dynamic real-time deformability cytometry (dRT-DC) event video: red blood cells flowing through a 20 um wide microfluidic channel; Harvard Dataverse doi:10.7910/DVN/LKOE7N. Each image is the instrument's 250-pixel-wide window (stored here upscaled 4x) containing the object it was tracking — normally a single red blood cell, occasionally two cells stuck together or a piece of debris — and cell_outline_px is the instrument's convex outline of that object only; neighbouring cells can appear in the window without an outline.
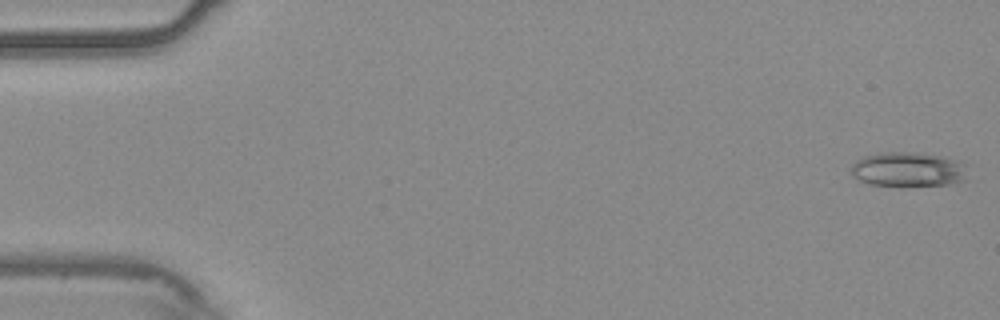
{"species": "common noctule bat (a hibernating species)", "species_latin": "Nyctalus noctula", "temperature_condition": "warm", "stored_images_in_passage": 54, "camera_frame_rate_fps": 3000, "um_per_image_px": 0.085, "animal": {"sex": "male", "body_mass_g": 20.4}, "frame": {"image": 1, "passage_image": 1, "time_ms": 0.0, "image_size_px": [1000, 320], "cell_outline_px": [[964, 180], [948, 184], [868, 184], [852, 176], [852, 164], [856, 160], [864, 156], [880, 152], [912, 152], [940, 156], [964, 164]], "centroid_in_image_um": [77.11, 14.37], "position_along_channel_um": 7.9, "area_um2": 22.54}}
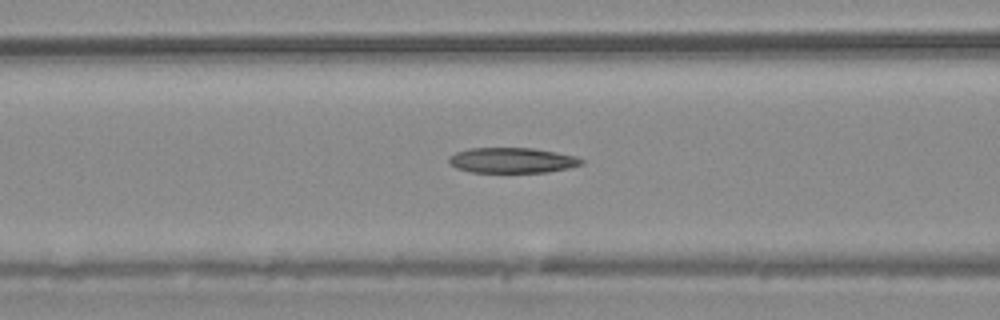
{"frame": {"image": 2, "passage_image": 22, "time_ms": 7.0, "image_size_px": [1000, 320], "cell_outline_px": [[584, 164], [568, 168], [548, 172], [472, 172], [456, 168], [448, 160], [448, 156], [456, 152], [468, 148], [532, 148], [556, 152], [576, 156], [584, 160]], "centroid_in_image_um": [43.54, 13.62], "position_along_channel_um": 123.1, "area_um2": 19.59}}
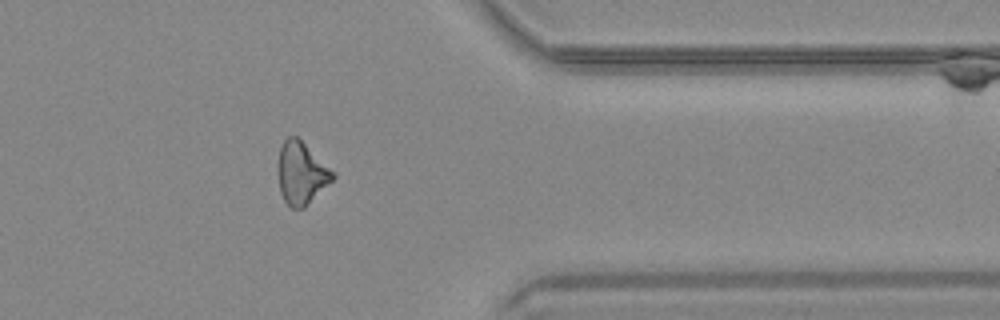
{"frame": {"image": 3, "passage_image": 44, "time_ms": 14.333, "image_size_px": [1000, 320], "cell_outline_px": [[336, 176], [304, 208], [292, 208], [284, 200], [280, 192], [280, 148], [284, 140], [288, 136], [296, 136], [336, 172]], "centroid_in_image_um": [25.66, 14.72], "position_along_channel_um": 385.7, "area_um2": 19.36}, "authors_computed_cell_mechanics": {"area_um2": 20.2878, "velocity_mm_per_s": 3.7574, "shape_relaxation_time_tau1_ms": null, "shape_relaxation_time_tau2_ms": 5.423, "deformation_change_tau1": null, "deformation_change_tau2": 0.166}}